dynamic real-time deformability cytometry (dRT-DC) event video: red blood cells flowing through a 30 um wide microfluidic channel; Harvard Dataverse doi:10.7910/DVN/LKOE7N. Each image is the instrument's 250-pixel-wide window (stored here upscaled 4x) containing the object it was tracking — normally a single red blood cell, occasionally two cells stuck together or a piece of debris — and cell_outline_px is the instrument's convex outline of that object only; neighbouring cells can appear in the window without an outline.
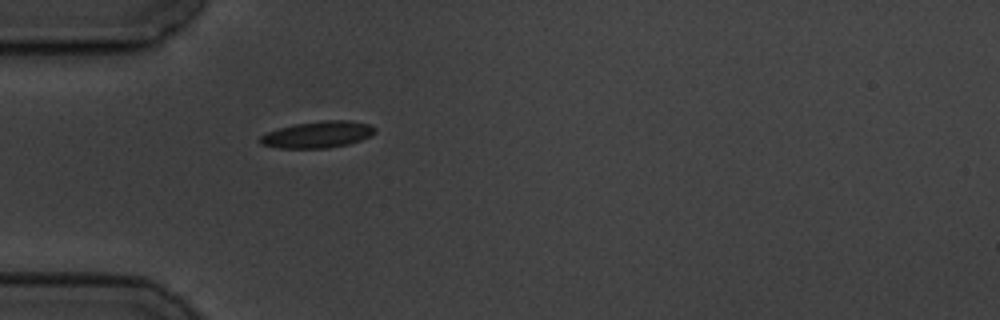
{"species": "common noctule bat (a hibernating species)", "species_latin": "Nyctalus noctula", "temperature_condition": "cold", "stored_images_in_passage": 1, "camera_frame_rate_fps": 3000, "um_per_image_px": 0.085, "animal": {"sex": "male", "body_mass_g": 19.5, "forearm_length_mm": 54.6}, "frame": {"image": 1, "passage_image": 1, "time_ms": 0.0, "image_size_px": [1000, 320], "cell_outline_px": [[376, 132], [360, 140], [348, 144], [328, 148], [276, 148], [260, 144], [256, 140], [260, 136], [268, 132], [280, 128], [296, 124], [324, 120], [352, 120], [368, 124], [376, 128]], "centroid_in_image_um": [26.98, 11.44], "position_along_channel_um": 58.0, "area_um2": 17.8}}